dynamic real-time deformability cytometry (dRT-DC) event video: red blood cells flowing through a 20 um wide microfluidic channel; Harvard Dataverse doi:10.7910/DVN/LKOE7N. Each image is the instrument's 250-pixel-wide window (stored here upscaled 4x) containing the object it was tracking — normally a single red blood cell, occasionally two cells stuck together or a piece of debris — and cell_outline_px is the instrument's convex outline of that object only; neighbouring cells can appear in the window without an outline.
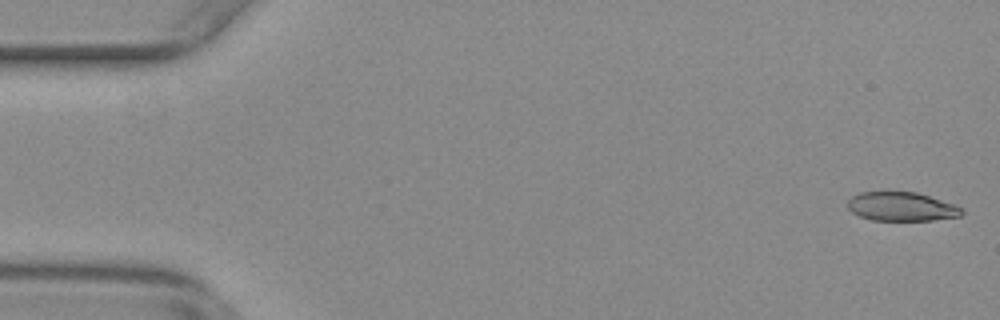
{"species": "common noctule bat (a hibernating species)", "species_latin": "Nyctalus noctula", "temperature_condition": "warm", "stored_images_in_passage": 50, "camera_frame_rate_fps": 3000, "um_per_image_px": 0.085, "animal": {"sex": "female", "body_mass_g": 29.2, "forearm_length_mm": 56.3}, "frame": {"image": 1, "passage_image": 2, "time_ms": 0.333, "image_size_px": [1000, 320], "cell_outline_px": [[964, 212], [960, 216], [932, 220], [872, 220], [860, 216], [852, 212], [848, 208], [848, 200], [852, 196], [860, 192], [888, 188], [916, 192], [964, 208]], "centroid_in_image_um": [76.57, 17.51], "position_along_channel_um": 8.4, "area_um2": 19.83}}
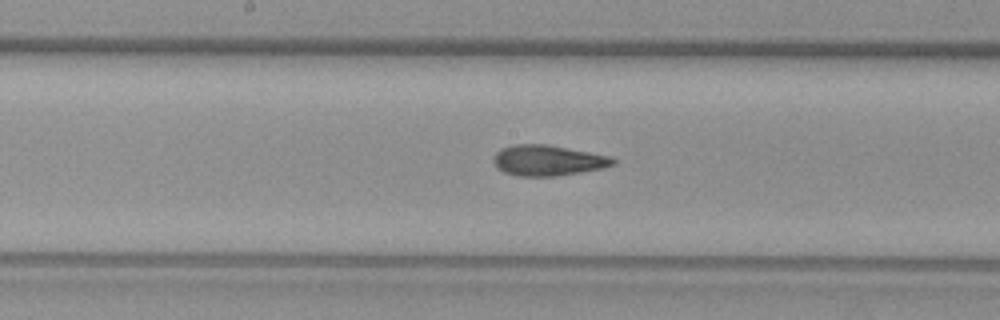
{"frame": {"image": 2, "passage_image": 29, "time_ms": 9.333, "image_size_px": [1000, 320], "cell_outline_px": [[616, 164], [604, 168], [556, 176], [516, 176], [504, 172], [496, 168], [492, 160], [492, 156], [500, 148], [512, 144], [548, 144], [608, 156], [616, 160]], "centroid_in_image_um": [46.5, 13.63], "position_along_channel_um": 201.7, "area_um2": 21.5}}
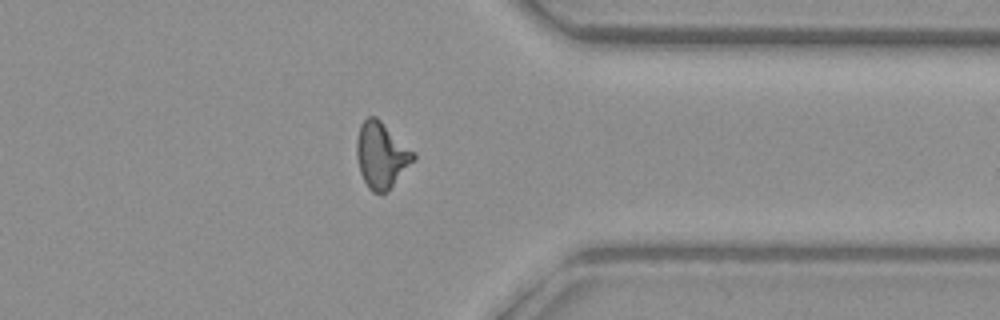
{"frame": {"image": 3, "passage_image": 44, "time_ms": 14.333, "image_size_px": [1000, 320], "cell_outline_px": [[416, 160], [388, 192], [380, 196], [372, 192], [368, 188], [360, 172], [356, 156], [356, 140], [360, 124], [368, 116], [376, 116], [416, 152]], "centroid_in_image_um": [32.44, 13.22], "position_along_channel_um": 379.0, "area_um2": 22.48}}